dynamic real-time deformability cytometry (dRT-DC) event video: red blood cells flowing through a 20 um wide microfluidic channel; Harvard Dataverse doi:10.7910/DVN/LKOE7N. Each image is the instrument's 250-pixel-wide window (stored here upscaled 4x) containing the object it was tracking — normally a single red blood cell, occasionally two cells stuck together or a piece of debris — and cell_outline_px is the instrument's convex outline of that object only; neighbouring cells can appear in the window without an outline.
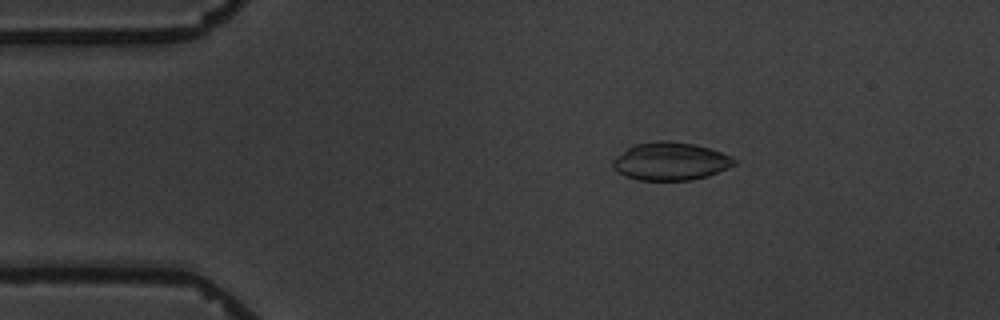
{"species": "common noctule bat (a hibernating species)", "species_latin": "Nyctalus noctula", "temperature_condition": "warm", "stored_images_in_passage": 4, "camera_frame_rate_fps": 3000, "um_per_image_px": 0.085, "animal": {"sex": "male", "body_mass_g": 19.5, "forearm_length_mm": 54.6}, "frame": {"image": 1, "passage_image": 2, "time_ms": 1.333, "image_size_px": [1000, 320], "cell_outline_px": [[736, 164], [708, 176], [692, 180], [640, 180], [624, 176], [612, 164], [612, 160], [628, 148], [636, 144], [660, 140], [668, 140], [696, 144], [732, 156], [736, 160]], "centroid_in_image_um": [57.02, 13.71], "position_along_channel_um": 28.0, "area_um2": 26.65}}